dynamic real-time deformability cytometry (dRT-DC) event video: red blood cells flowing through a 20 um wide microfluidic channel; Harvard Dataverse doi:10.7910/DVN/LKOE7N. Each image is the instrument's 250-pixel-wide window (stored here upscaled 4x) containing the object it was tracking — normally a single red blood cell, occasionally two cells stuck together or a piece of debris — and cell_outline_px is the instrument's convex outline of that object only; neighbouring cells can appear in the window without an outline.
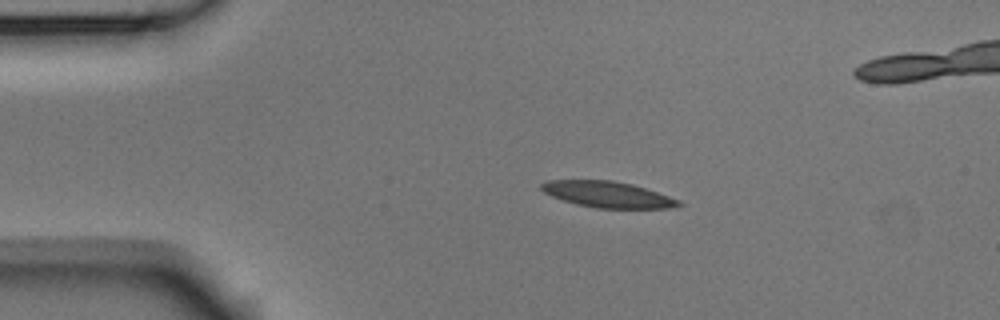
{"species": "Egyptian fruit bat (a non-hibernating species)", "species_latin": "Rousettus aegyptiacus", "temperature_condition": "room temperature", "stored_images_in_passage": 5, "camera_frame_rate_fps": 3000, "um_per_image_px": 0.085, "animal": {"sex": "male"}, "frame": {"image": 1, "passage_image": 2, "time_ms": 0.333, "image_size_px": [1000, 320], "cell_outline_px": [[684, 204], [668, 208], [596, 208], [576, 204], [552, 196], [544, 192], [540, 188], [540, 184], [548, 180], [612, 180], [632, 184], [680, 200]], "centroid_in_image_um": [51.63, 16.52], "position_along_channel_um": 33.4, "area_um2": 20.69}}
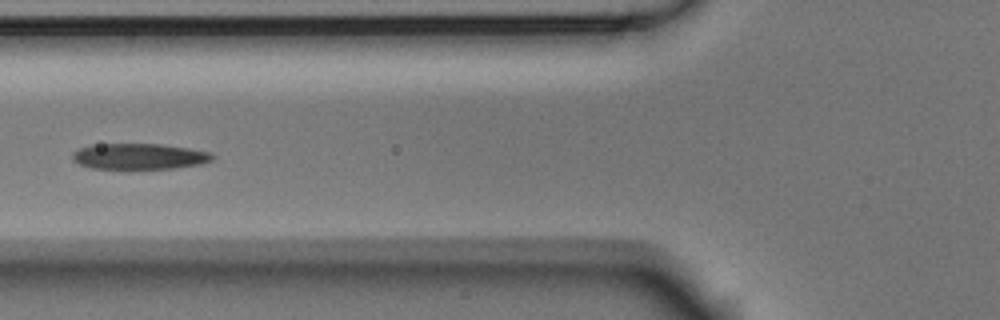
{"frame": {"image": 2, "passage_image": 5, "time_ms": 1.333, "image_size_px": [1000, 320], "cell_outline_px": [[216, 156], [212, 160], [200, 164], [176, 168], [92, 168], [80, 164], [72, 160], [72, 152], [80, 148], [92, 144], [160, 144], [188, 148], [212, 152]], "centroid_in_image_um": [11.86, 13.28], "position_along_channel_um": 113.9, "area_um2": 21.04}}